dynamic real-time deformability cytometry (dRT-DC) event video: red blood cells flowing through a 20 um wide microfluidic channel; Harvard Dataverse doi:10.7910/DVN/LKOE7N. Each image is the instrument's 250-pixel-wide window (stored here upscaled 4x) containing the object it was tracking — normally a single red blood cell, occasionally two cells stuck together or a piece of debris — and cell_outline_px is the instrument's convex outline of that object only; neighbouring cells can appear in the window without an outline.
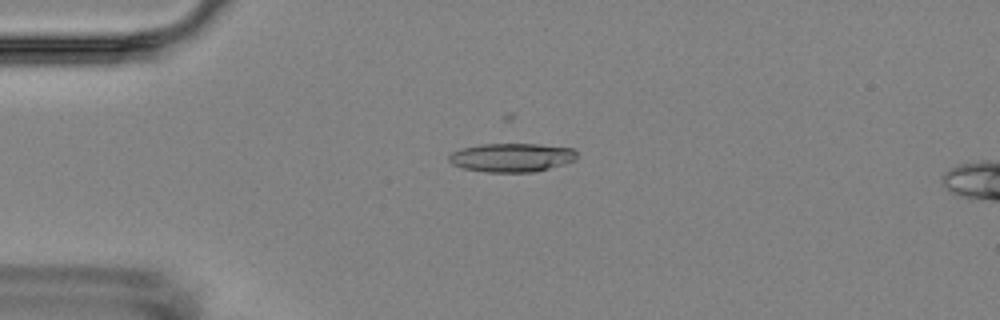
{"species": "Egyptian fruit bat (a non-hibernating species)", "species_latin": "Rousettus aegyptiacus", "temperature_condition": "room temperature", "stored_images_in_passage": 4, "camera_frame_rate_fps": 3000, "um_per_image_px": 0.085, "animal": {"sex": "female"}, "frame": {"image": 1, "passage_image": 2, "time_ms": 1.0, "image_size_px": [1000, 320], "cell_outline_px": [[576, 160], [564, 164], [536, 172], [484, 172], [464, 168], [452, 164], [448, 160], [448, 156], [452, 152], [460, 148], [480, 144], [536, 144], [572, 148], [576, 152]], "centroid_in_image_um": [43.47, 13.39], "position_along_channel_um": 41.5, "area_um2": 21.5}}